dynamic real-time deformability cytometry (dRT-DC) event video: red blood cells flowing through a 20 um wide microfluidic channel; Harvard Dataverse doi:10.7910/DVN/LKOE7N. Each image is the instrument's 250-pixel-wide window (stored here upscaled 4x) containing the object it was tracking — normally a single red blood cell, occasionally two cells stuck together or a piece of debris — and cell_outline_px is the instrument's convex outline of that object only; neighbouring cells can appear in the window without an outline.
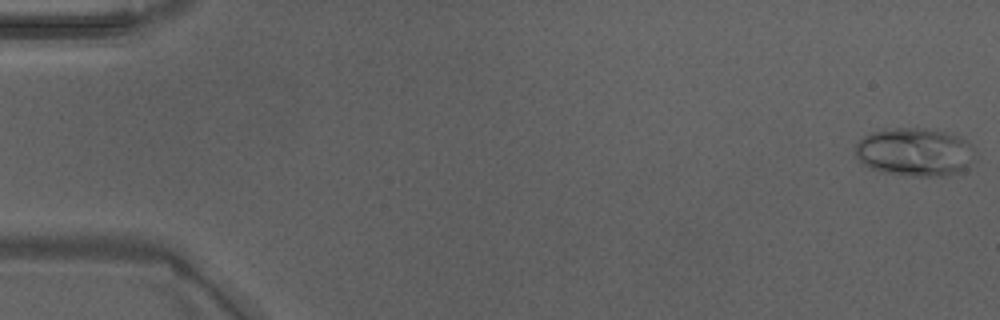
{"species": "Egyptian fruit bat (a non-hibernating species)", "species_latin": "Rousettus aegyptiacus", "temperature_condition": "warm", "stored_images_in_passage": 49, "camera_frame_rate_fps": 3000, "um_per_image_px": 0.085, "animal": {"sex": "male"}, "frame": {"image": 1, "passage_image": 1, "time_ms": 0.0, "image_size_px": [1000, 320], "cell_outline_px": [[976, 160], [964, 168], [948, 176], [916, 176], [884, 172], [868, 168], [856, 156], [856, 144], [864, 136], [876, 132], [896, 128], [924, 128], [944, 132], [956, 136], [964, 140], [976, 152]], "centroid_in_image_um": [77.77, 12.94], "position_along_channel_um": 7.2, "area_um2": 33.29}}
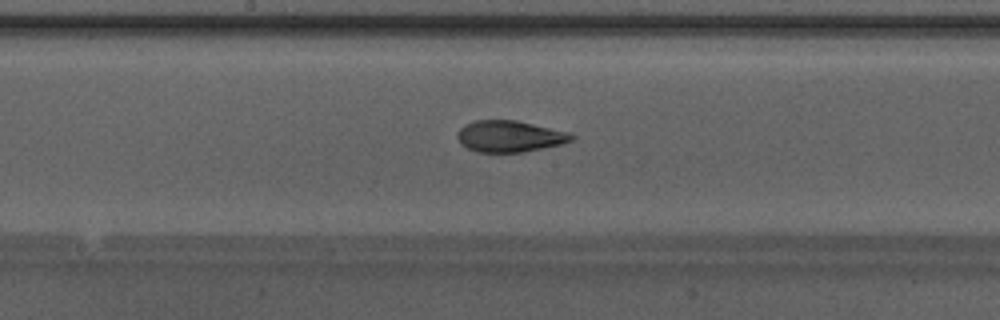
{"frame": {"image": 2, "passage_image": 26, "time_ms": 8.333, "image_size_px": [1000, 320], "cell_outline_px": [[576, 136], [572, 140], [560, 144], [524, 152], [476, 152], [460, 144], [456, 136], [460, 128], [464, 124], [476, 120], [516, 120], [568, 132]], "centroid_in_image_um": [43.28, 11.58], "position_along_channel_um": 204.9, "area_um2": 20.87}}
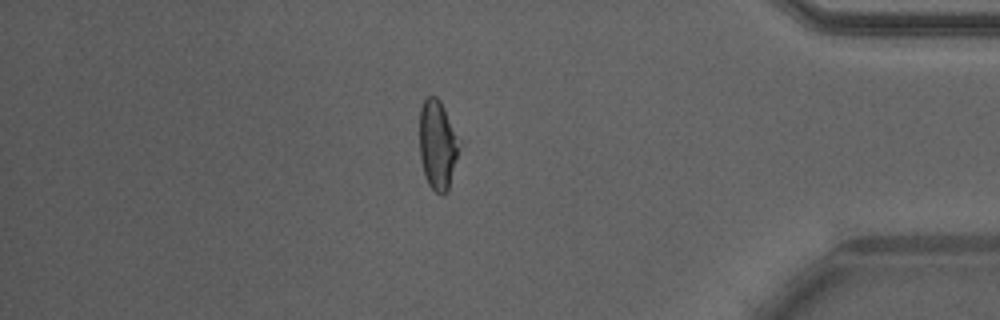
{"frame": {"image": 3, "passage_image": 42, "time_ms": 13.667, "image_size_px": [1000, 320], "cell_outline_px": [[460, 144], [448, 188], [444, 192], [436, 192], [428, 184], [424, 176], [420, 160], [420, 108], [424, 96], [436, 96], [440, 100], [460, 140]], "centroid_in_image_um": [37.16, 12.25], "position_along_channel_um": 398.0, "area_um2": 20.46}, "authors_computed_cell_mechanics": {"area_um2": 21.2704, "velocity_mm_per_s": 4.242, "shape_relaxation_time_tau1_ms": 9.4084, "shape_relaxation_time_tau2_ms": 1.3702, "deformation_change_tau1": 0.2783, "deformation_change_tau2": 0.0764}}